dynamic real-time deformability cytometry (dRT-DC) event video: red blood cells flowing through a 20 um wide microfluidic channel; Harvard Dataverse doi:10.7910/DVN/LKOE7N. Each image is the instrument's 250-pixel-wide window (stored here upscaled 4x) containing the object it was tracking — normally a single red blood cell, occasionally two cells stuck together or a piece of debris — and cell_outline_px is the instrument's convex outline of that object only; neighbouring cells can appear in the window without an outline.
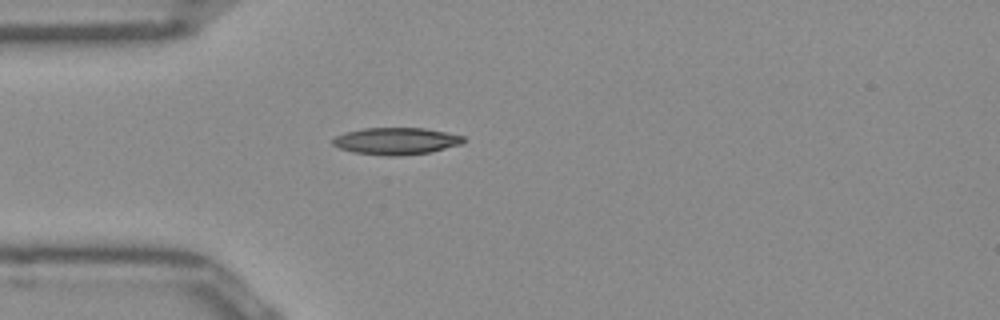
{"species": "Egyptian fruit bat (a non-hibernating species)", "species_latin": "Rousettus aegyptiacus", "temperature_condition": "room temperature", "stored_images_in_passage": 38, "camera_frame_rate_fps": 3000, "um_per_image_px": 0.085, "frame": {"image": 1, "passage_image": 1, "time_ms": 0.0, "image_size_px": [1000, 320], "cell_outline_px": [[464, 140], [460, 144], [432, 152], [400, 156], [388, 156], [352, 152], [340, 148], [332, 144], [332, 140], [336, 136], [344, 132], [364, 128], [424, 128], [464, 136]], "centroid_in_image_um": [33.64, 11.99], "position_along_channel_um": 51.4, "area_um2": 20.52}}
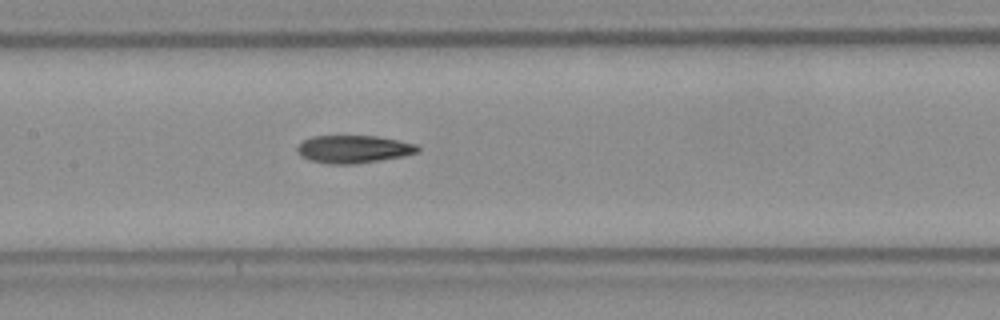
{"frame": {"image": 2, "passage_image": 11, "time_ms": 3.333, "image_size_px": [1000, 320], "cell_outline_px": [[420, 152], [404, 156], [380, 160], [352, 164], [332, 164], [308, 160], [300, 156], [296, 152], [296, 148], [304, 140], [312, 136], [376, 136], [416, 144], [420, 148]], "centroid_in_image_um": [30.04, 12.68], "position_along_channel_um": 177.4, "area_um2": 19.48}}
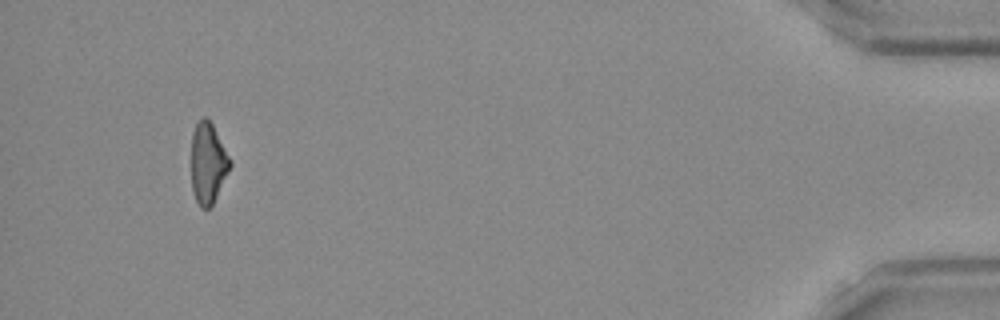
{"frame": {"image": 3, "passage_image": 35, "time_ms": 11.333, "image_size_px": [1000, 320], "cell_outline_px": [[232, 164], [212, 204], [208, 208], [200, 208], [192, 192], [192, 132], [196, 124], [204, 116], [212, 124], [232, 160]], "centroid_in_image_um": [17.68, 13.87], "position_along_channel_um": 417.5, "area_um2": 18.03}, "authors_computed_cell_mechanics": {"area_um2": 19.3341, "velocity_mm_per_s": 3.9765, "shape_relaxation_time_tau1_ms": 7.2577, "shape_relaxation_time_tau2_ms": 6.8736, "deformation_change_tau1": 0.1809, "deformation_change_tau2": 0.1765}}